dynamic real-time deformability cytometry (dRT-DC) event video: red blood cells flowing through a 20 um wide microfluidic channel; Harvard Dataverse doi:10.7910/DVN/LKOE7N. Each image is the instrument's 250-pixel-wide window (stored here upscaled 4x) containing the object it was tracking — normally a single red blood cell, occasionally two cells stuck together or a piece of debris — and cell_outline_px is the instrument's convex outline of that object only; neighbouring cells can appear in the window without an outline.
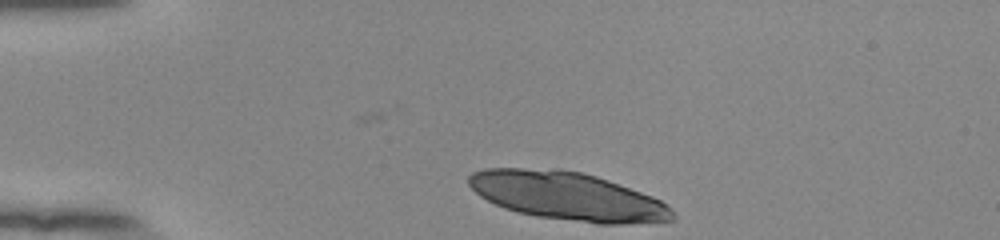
{"species": "human", "species_latin": "Homo sapiens", "temperature_condition": "room temperature", "stored_images_in_passage": 10, "camera_frame_rate_fps": 3000, "um_per_image_px": 0.085, "donor": {"sex": "female"}, "frame": {"image": 1, "passage_image": 1, "time_ms": 0.0, "image_size_px": [1000, 240], "cell_outline_px": [[676, 220], [620, 224], [596, 224], [536, 216], [516, 212], [504, 208], [480, 196], [468, 184], [468, 176], [472, 172], [484, 168], [556, 168], [580, 172], [596, 176], [608, 180], [652, 196], [660, 200], [672, 208], [676, 216]], "centroid_in_image_um": [48.24, 16.67], "position_along_channel_um": 36.8, "area_um2": 57.45}}